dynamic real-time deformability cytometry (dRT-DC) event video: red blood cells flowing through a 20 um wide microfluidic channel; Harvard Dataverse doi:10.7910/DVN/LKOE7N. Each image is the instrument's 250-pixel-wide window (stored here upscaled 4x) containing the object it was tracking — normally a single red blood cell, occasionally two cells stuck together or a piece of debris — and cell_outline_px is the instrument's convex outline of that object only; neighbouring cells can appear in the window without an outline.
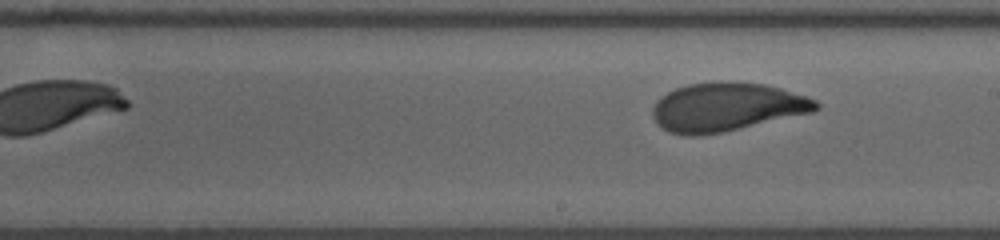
{"species": "human", "species_latin": "Homo sapiens", "temperature_condition": "room temperature", "stored_images_in_passage": 18, "segment_of_instrument_passage": [2, 2], "camera_frame_rate_fps": 3000, "um_per_image_px": 0.085, "donor": {"sex": "male"}, "frame": {"image": 1, "passage_image": 18, "time_ms": 7.667, "image_size_px": [1000, 240], "cell_outline_px": [[820, 108], [812, 112], [720, 132], [696, 136], [688, 136], [668, 132], [660, 128], [656, 124], [652, 116], [652, 108], [656, 100], [668, 92], [676, 88], [688, 84], [764, 84], [780, 88], [816, 100], [820, 104]], "centroid_in_image_um": [61.7, 9.14], "position_along_channel_um": 227.3, "area_um2": 45.08}}